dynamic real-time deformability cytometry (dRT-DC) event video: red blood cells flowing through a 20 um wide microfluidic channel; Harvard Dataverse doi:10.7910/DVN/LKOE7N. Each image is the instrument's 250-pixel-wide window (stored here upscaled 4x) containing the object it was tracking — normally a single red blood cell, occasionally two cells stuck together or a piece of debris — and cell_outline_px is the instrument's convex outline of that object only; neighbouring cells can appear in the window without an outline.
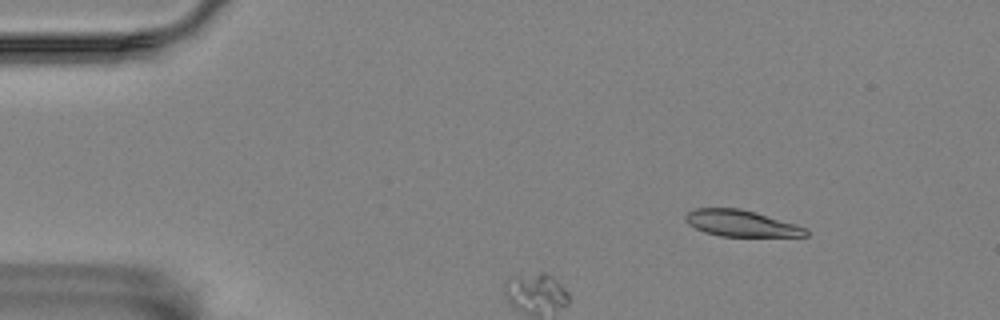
{"species": "Egyptian fruit bat (a non-hibernating species)", "species_latin": "Rousettus aegyptiacus", "temperature_condition": "room temperature", "stored_images_in_passage": 2, "camera_frame_rate_fps": 3000, "um_per_image_px": 0.085, "animal": {"sex": "female"}, "frame": {"image": 1, "passage_image": 1, "time_ms": 0.0, "image_size_px": [1000, 320], "cell_outline_px": [[808, 236], [720, 236], [704, 232], [688, 224], [684, 220], [684, 216], [688, 212], [696, 208], [740, 208], [756, 212], [796, 224], [804, 228], [808, 232]], "centroid_in_image_um": [62.96, 18.98], "position_along_channel_um": 22.0, "area_um2": 18.44}}